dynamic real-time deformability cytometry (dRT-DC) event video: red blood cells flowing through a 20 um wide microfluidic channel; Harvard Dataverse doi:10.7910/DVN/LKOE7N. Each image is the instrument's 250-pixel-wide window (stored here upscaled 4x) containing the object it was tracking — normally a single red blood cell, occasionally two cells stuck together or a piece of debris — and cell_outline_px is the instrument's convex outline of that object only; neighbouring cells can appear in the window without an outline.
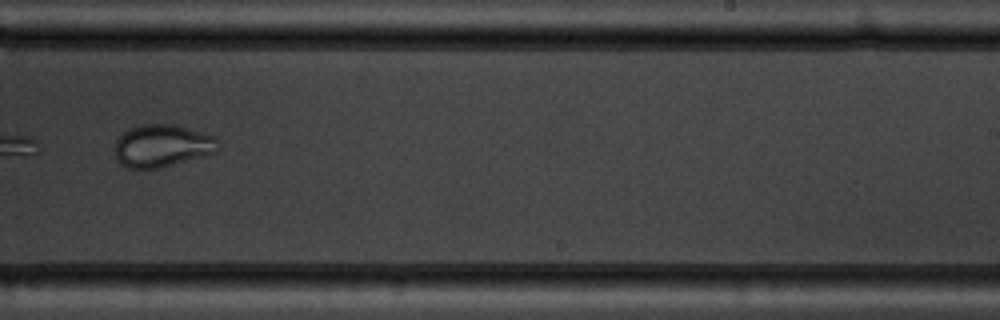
{"species": "common noctule bat (a hibernating species)", "species_latin": "Nyctalus noctula", "temperature_condition": "warm", "stored_images_in_passage": 10, "camera_frame_rate_fps": 3000, "um_per_image_px": 0.085, "animal": {"sex": "male", "body_mass_g": 19.5, "forearm_length_mm": 54.6}, "frame": {"image": 1, "passage_image": 9, "time_ms": 9.667, "image_size_px": [1000, 320], "cell_outline_px": [[220, 148], [216, 152], [160, 168], [128, 168], [120, 164], [116, 156], [116, 140], [124, 132], [140, 124], [172, 124], [216, 136], [220, 140]], "centroid_in_image_um": [13.82, 12.39], "position_along_channel_um": 275.2, "area_um2": 25.49}}